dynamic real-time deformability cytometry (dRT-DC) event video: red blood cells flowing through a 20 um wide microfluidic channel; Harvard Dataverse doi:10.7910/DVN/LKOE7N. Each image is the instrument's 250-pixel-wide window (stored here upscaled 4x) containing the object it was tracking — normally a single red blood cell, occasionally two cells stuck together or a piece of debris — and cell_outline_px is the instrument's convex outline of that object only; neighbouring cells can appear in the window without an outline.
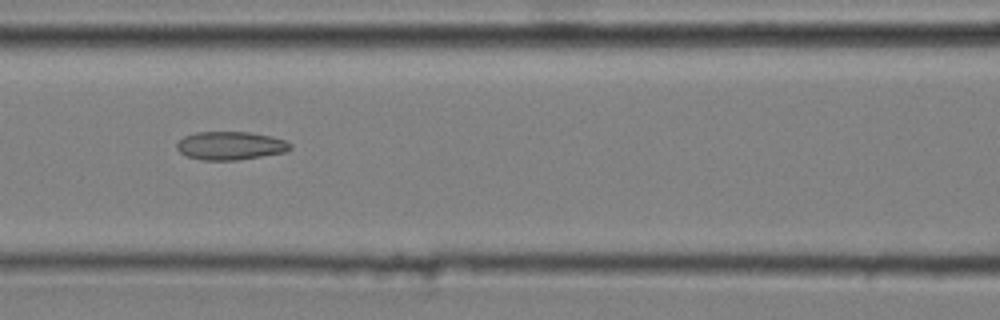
{"species": "common noctule bat (a hibernating species)", "species_latin": "Nyctalus noctula", "temperature_condition": "cold", "stored_images_in_passage": 10, "camera_frame_rate_fps": 3000, "um_per_image_px": 0.085, "animal": {"sex": "male", "body_mass_g": 20.4}, "frame": {"image": 1, "passage_image": 6, "time_ms": 1.667, "image_size_px": [1000, 320], "cell_outline_px": [[292, 148], [284, 152], [236, 160], [200, 160], [188, 156], [180, 152], [176, 148], [176, 144], [184, 136], [196, 132], [248, 132], [272, 136], [284, 140], [292, 144]], "centroid_in_image_um": [19.57, 12.38], "position_along_channel_um": 147.0, "area_um2": 18.61}}
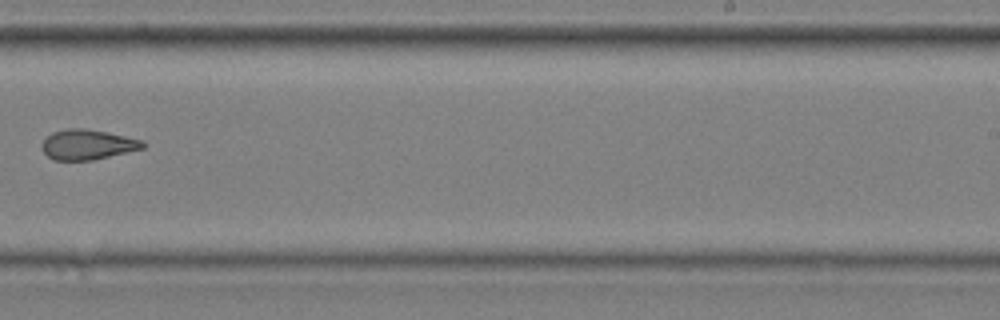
{"frame": {"image": 2, "passage_image": 9, "time_ms": 2.667, "image_size_px": [1000, 320], "cell_outline_px": [[144, 148], [92, 160], [52, 160], [44, 152], [40, 144], [52, 132], [68, 128], [84, 128], [108, 132], [144, 140]], "centroid_in_image_um": [7.43, 12.28], "position_along_channel_um": 281.6, "area_um2": 17.69}}
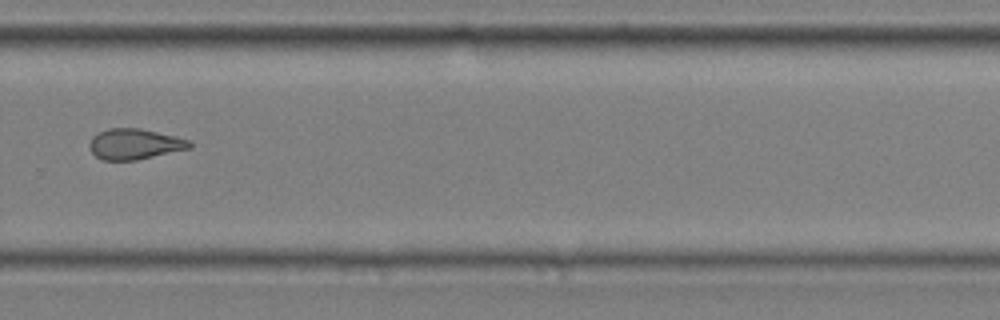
{"frame": {"image": 3, "passage_image": 10, "time_ms": 3.0, "image_size_px": [1000, 320], "cell_outline_px": [[192, 148], [136, 160], [100, 160], [88, 148], [88, 144], [92, 136], [108, 128], [140, 128], [176, 136], [192, 140]], "centroid_in_image_um": [11.45, 12.24], "position_along_channel_um": 318.3, "area_um2": 18.09}}